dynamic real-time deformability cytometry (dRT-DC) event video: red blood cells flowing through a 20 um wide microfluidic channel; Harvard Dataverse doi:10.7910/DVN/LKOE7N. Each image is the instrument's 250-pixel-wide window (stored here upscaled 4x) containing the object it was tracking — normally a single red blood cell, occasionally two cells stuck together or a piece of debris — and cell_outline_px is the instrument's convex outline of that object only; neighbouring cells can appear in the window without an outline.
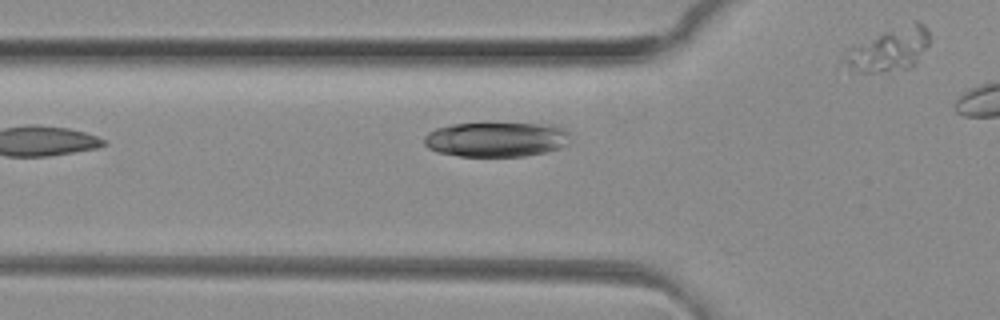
{"species": "common noctule bat (a hibernating species)", "species_latin": "Nyctalus noctula", "temperature_condition": "room temperature", "stored_images_in_passage": 19, "camera_frame_rate_fps": 3000, "um_per_image_px": 0.085, "animal": {"sex": "female", "body_mass_g": 29.2, "forearm_length_mm": 56.3}, "frame": {"image": 1, "passage_image": 4, "time_ms": 1.0, "image_size_px": [1000, 320], "cell_outline_px": [[568, 144], [560, 148], [544, 152], [524, 156], [460, 156], [436, 152], [428, 148], [424, 144], [424, 136], [428, 132], [436, 128], [452, 124], [484, 120], [488, 120], [552, 124], [564, 128], [568, 132]], "centroid_in_image_um": [42.17, 11.78], "position_along_channel_um": 83.6, "area_um2": 31.04}}
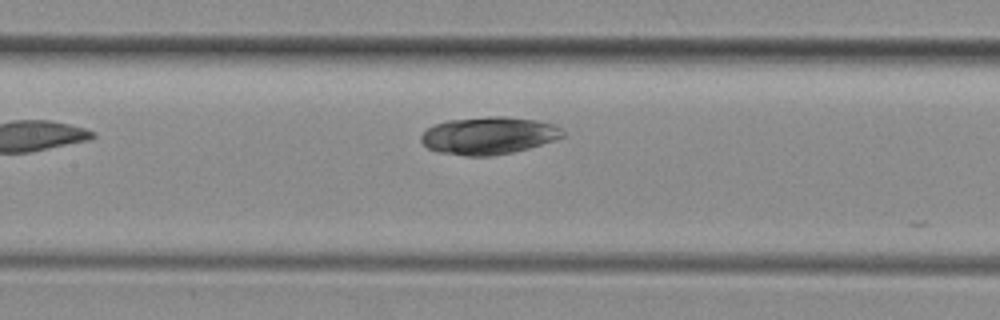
{"frame": {"image": 2, "passage_image": 10, "time_ms": 3.0, "image_size_px": [1000, 320], "cell_outline_px": [[564, 136], [528, 148], [512, 152], [492, 156], [464, 156], [436, 152], [428, 148], [420, 140], [420, 136], [432, 124], [448, 120], [488, 116], [504, 116], [536, 120], [556, 124], [564, 132]], "centroid_in_image_um": [41.5, 11.52], "position_along_channel_um": 165.9, "area_um2": 31.04}}
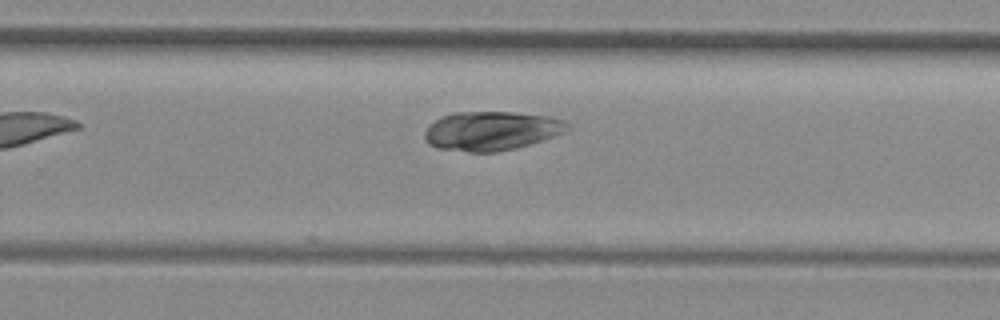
{"frame": {"image": 3, "passage_image": 19, "time_ms": 6.0, "image_size_px": [1000, 320], "cell_outline_px": [[572, 128], [564, 132], [528, 144], [496, 152], [468, 152], [436, 148], [428, 144], [424, 136], [424, 132], [428, 124], [444, 116], [456, 112], [512, 112], [548, 116], [564, 120], [572, 124]], "centroid_in_image_um": [41.75, 11.12], "position_along_channel_um": 288.0, "area_um2": 32.43}}